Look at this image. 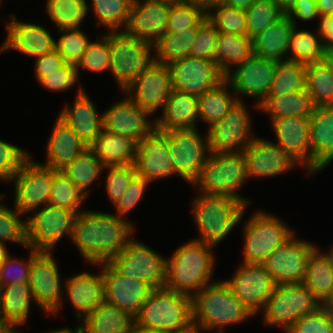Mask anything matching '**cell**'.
I'll return each instance as SVG.
<instances>
[{"label":"cell","mask_w":333,"mask_h":333,"mask_svg":"<svg viewBox=\"0 0 333 333\" xmlns=\"http://www.w3.org/2000/svg\"><path fill=\"white\" fill-rule=\"evenodd\" d=\"M195 2L206 14L213 8L224 5L225 0H191Z\"/></svg>","instance_id":"cell-65"},{"label":"cell","mask_w":333,"mask_h":333,"mask_svg":"<svg viewBox=\"0 0 333 333\" xmlns=\"http://www.w3.org/2000/svg\"><path fill=\"white\" fill-rule=\"evenodd\" d=\"M294 27L295 25L285 14L252 38L253 55L283 61L282 56L289 51L290 36Z\"/></svg>","instance_id":"cell-34"},{"label":"cell","mask_w":333,"mask_h":333,"mask_svg":"<svg viewBox=\"0 0 333 333\" xmlns=\"http://www.w3.org/2000/svg\"><path fill=\"white\" fill-rule=\"evenodd\" d=\"M141 328L184 333L193 328L192 297L166 287L155 288L135 318Z\"/></svg>","instance_id":"cell-4"},{"label":"cell","mask_w":333,"mask_h":333,"mask_svg":"<svg viewBox=\"0 0 333 333\" xmlns=\"http://www.w3.org/2000/svg\"><path fill=\"white\" fill-rule=\"evenodd\" d=\"M29 258L30 259L25 262L23 260H17V258L10 259L9 256L0 267V287L8 284L28 282L32 264V250Z\"/></svg>","instance_id":"cell-59"},{"label":"cell","mask_w":333,"mask_h":333,"mask_svg":"<svg viewBox=\"0 0 333 333\" xmlns=\"http://www.w3.org/2000/svg\"><path fill=\"white\" fill-rule=\"evenodd\" d=\"M135 95L129 98L150 115L163 106L173 91L172 73L168 64L155 62L151 64L128 86L124 92Z\"/></svg>","instance_id":"cell-14"},{"label":"cell","mask_w":333,"mask_h":333,"mask_svg":"<svg viewBox=\"0 0 333 333\" xmlns=\"http://www.w3.org/2000/svg\"><path fill=\"white\" fill-rule=\"evenodd\" d=\"M163 115L154 122L161 131L193 129L198 121V97L173 90L166 101Z\"/></svg>","instance_id":"cell-31"},{"label":"cell","mask_w":333,"mask_h":333,"mask_svg":"<svg viewBox=\"0 0 333 333\" xmlns=\"http://www.w3.org/2000/svg\"><path fill=\"white\" fill-rule=\"evenodd\" d=\"M328 58L332 61L333 63V51L328 53Z\"/></svg>","instance_id":"cell-75"},{"label":"cell","mask_w":333,"mask_h":333,"mask_svg":"<svg viewBox=\"0 0 333 333\" xmlns=\"http://www.w3.org/2000/svg\"><path fill=\"white\" fill-rule=\"evenodd\" d=\"M200 329H196V328H192L191 330L187 331V332H184V333H200Z\"/></svg>","instance_id":"cell-74"},{"label":"cell","mask_w":333,"mask_h":333,"mask_svg":"<svg viewBox=\"0 0 333 333\" xmlns=\"http://www.w3.org/2000/svg\"><path fill=\"white\" fill-rule=\"evenodd\" d=\"M104 165L96 157L94 151L88 147L76 159L68 164L61 172L82 192L86 197L89 185L100 175Z\"/></svg>","instance_id":"cell-43"},{"label":"cell","mask_w":333,"mask_h":333,"mask_svg":"<svg viewBox=\"0 0 333 333\" xmlns=\"http://www.w3.org/2000/svg\"><path fill=\"white\" fill-rule=\"evenodd\" d=\"M93 10L99 21L97 25L104 24L111 31L125 28L134 0H91Z\"/></svg>","instance_id":"cell-49"},{"label":"cell","mask_w":333,"mask_h":333,"mask_svg":"<svg viewBox=\"0 0 333 333\" xmlns=\"http://www.w3.org/2000/svg\"><path fill=\"white\" fill-rule=\"evenodd\" d=\"M320 27L318 36L323 48L328 52L333 51V16L331 14L319 15Z\"/></svg>","instance_id":"cell-64"},{"label":"cell","mask_w":333,"mask_h":333,"mask_svg":"<svg viewBox=\"0 0 333 333\" xmlns=\"http://www.w3.org/2000/svg\"><path fill=\"white\" fill-rule=\"evenodd\" d=\"M256 0H225L224 5L246 11Z\"/></svg>","instance_id":"cell-66"},{"label":"cell","mask_w":333,"mask_h":333,"mask_svg":"<svg viewBox=\"0 0 333 333\" xmlns=\"http://www.w3.org/2000/svg\"><path fill=\"white\" fill-rule=\"evenodd\" d=\"M285 14L295 26L294 16L302 20H312L319 16L316 0H297Z\"/></svg>","instance_id":"cell-63"},{"label":"cell","mask_w":333,"mask_h":333,"mask_svg":"<svg viewBox=\"0 0 333 333\" xmlns=\"http://www.w3.org/2000/svg\"><path fill=\"white\" fill-rule=\"evenodd\" d=\"M83 321L84 333H133L136 324L131 314L105 301Z\"/></svg>","instance_id":"cell-35"},{"label":"cell","mask_w":333,"mask_h":333,"mask_svg":"<svg viewBox=\"0 0 333 333\" xmlns=\"http://www.w3.org/2000/svg\"><path fill=\"white\" fill-rule=\"evenodd\" d=\"M197 35V28L176 33L164 32L153 45L156 50L155 62L170 64L175 60L189 56V50Z\"/></svg>","instance_id":"cell-42"},{"label":"cell","mask_w":333,"mask_h":333,"mask_svg":"<svg viewBox=\"0 0 333 333\" xmlns=\"http://www.w3.org/2000/svg\"><path fill=\"white\" fill-rule=\"evenodd\" d=\"M29 158L26 151L0 140V179L12 180Z\"/></svg>","instance_id":"cell-57"},{"label":"cell","mask_w":333,"mask_h":333,"mask_svg":"<svg viewBox=\"0 0 333 333\" xmlns=\"http://www.w3.org/2000/svg\"><path fill=\"white\" fill-rule=\"evenodd\" d=\"M192 310L194 328H218L219 333H223V326L240 323L253 315L224 281L210 283L193 295Z\"/></svg>","instance_id":"cell-3"},{"label":"cell","mask_w":333,"mask_h":333,"mask_svg":"<svg viewBox=\"0 0 333 333\" xmlns=\"http://www.w3.org/2000/svg\"><path fill=\"white\" fill-rule=\"evenodd\" d=\"M76 216L69 209L45 205L25 222L27 247L49 252L65 233L71 237Z\"/></svg>","instance_id":"cell-11"},{"label":"cell","mask_w":333,"mask_h":333,"mask_svg":"<svg viewBox=\"0 0 333 333\" xmlns=\"http://www.w3.org/2000/svg\"><path fill=\"white\" fill-rule=\"evenodd\" d=\"M90 148L104 167L135 163L137 143L131 138L112 133L104 128Z\"/></svg>","instance_id":"cell-33"},{"label":"cell","mask_w":333,"mask_h":333,"mask_svg":"<svg viewBox=\"0 0 333 333\" xmlns=\"http://www.w3.org/2000/svg\"><path fill=\"white\" fill-rule=\"evenodd\" d=\"M78 77L77 68L71 64H65L57 72L48 73L39 83L52 91L69 89Z\"/></svg>","instance_id":"cell-61"},{"label":"cell","mask_w":333,"mask_h":333,"mask_svg":"<svg viewBox=\"0 0 333 333\" xmlns=\"http://www.w3.org/2000/svg\"><path fill=\"white\" fill-rule=\"evenodd\" d=\"M256 105L260 110L269 112L271 120L287 116L310 117L315 108L307 89L280 96H267Z\"/></svg>","instance_id":"cell-38"},{"label":"cell","mask_w":333,"mask_h":333,"mask_svg":"<svg viewBox=\"0 0 333 333\" xmlns=\"http://www.w3.org/2000/svg\"><path fill=\"white\" fill-rule=\"evenodd\" d=\"M30 300H33L28 282L0 287V321L8 329H16L27 321Z\"/></svg>","instance_id":"cell-36"},{"label":"cell","mask_w":333,"mask_h":333,"mask_svg":"<svg viewBox=\"0 0 333 333\" xmlns=\"http://www.w3.org/2000/svg\"><path fill=\"white\" fill-rule=\"evenodd\" d=\"M245 12L246 35L251 39L285 15L274 0H256Z\"/></svg>","instance_id":"cell-47"},{"label":"cell","mask_w":333,"mask_h":333,"mask_svg":"<svg viewBox=\"0 0 333 333\" xmlns=\"http://www.w3.org/2000/svg\"><path fill=\"white\" fill-rule=\"evenodd\" d=\"M136 174L148 182L174 174V166L167 149V131L154 128L137 143L134 163Z\"/></svg>","instance_id":"cell-21"},{"label":"cell","mask_w":333,"mask_h":333,"mask_svg":"<svg viewBox=\"0 0 333 333\" xmlns=\"http://www.w3.org/2000/svg\"><path fill=\"white\" fill-rule=\"evenodd\" d=\"M329 253L332 255L333 257V248L331 249V251H329Z\"/></svg>","instance_id":"cell-77"},{"label":"cell","mask_w":333,"mask_h":333,"mask_svg":"<svg viewBox=\"0 0 333 333\" xmlns=\"http://www.w3.org/2000/svg\"><path fill=\"white\" fill-rule=\"evenodd\" d=\"M60 276L55 260L47 251L32 249L28 284L33 301L44 311L54 313L61 307ZM60 305V306H59Z\"/></svg>","instance_id":"cell-18"},{"label":"cell","mask_w":333,"mask_h":333,"mask_svg":"<svg viewBox=\"0 0 333 333\" xmlns=\"http://www.w3.org/2000/svg\"><path fill=\"white\" fill-rule=\"evenodd\" d=\"M105 168H110L107 175L106 188L110 200L115 205L128 188L132 179L137 175L136 169L134 164L107 166Z\"/></svg>","instance_id":"cell-58"},{"label":"cell","mask_w":333,"mask_h":333,"mask_svg":"<svg viewBox=\"0 0 333 333\" xmlns=\"http://www.w3.org/2000/svg\"><path fill=\"white\" fill-rule=\"evenodd\" d=\"M274 1L286 13L297 0H274Z\"/></svg>","instance_id":"cell-68"},{"label":"cell","mask_w":333,"mask_h":333,"mask_svg":"<svg viewBox=\"0 0 333 333\" xmlns=\"http://www.w3.org/2000/svg\"><path fill=\"white\" fill-rule=\"evenodd\" d=\"M214 9L215 13L209 12L207 18L219 33L246 35L245 11L225 5Z\"/></svg>","instance_id":"cell-51"},{"label":"cell","mask_w":333,"mask_h":333,"mask_svg":"<svg viewBox=\"0 0 333 333\" xmlns=\"http://www.w3.org/2000/svg\"><path fill=\"white\" fill-rule=\"evenodd\" d=\"M5 333H17L15 329H8Z\"/></svg>","instance_id":"cell-76"},{"label":"cell","mask_w":333,"mask_h":333,"mask_svg":"<svg viewBox=\"0 0 333 333\" xmlns=\"http://www.w3.org/2000/svg\"><path fill=\"white\" fill-rule=\"evenodd\" d=\"M303 284L323 304L333 291V257L316 247L309 255Z\"/></svg>","instance_id":"cell-37"},{"label":"cell","mask_w":333,"mask_h":333,"mask_svg":"<svg viewBox=\"0 0 333 333\" xmlns=\"http://www.w3.org/2000/svg\"><path fill=\"white\" fill-rule=\"evenodd\" d=\"M229 83L224 79L215 88L198 96V114L209 127L220 121L240 100L231 98L226 90Z\"/></svg>","instance_id":"cell-41"},{"label":"cell","mask_w":333,"mask_h":333,"mask_svg":"<svg viewBox=\"0 0 333 333\" xmlns=\"http://www.w3.org/2000/svg\"><path fill=\"white\" fill-rule=\"evenodd\" d=\"M320 37L308 31L292 30L289 49L292 51L291 58L286 60L303 63L305 65L321 62L328 58V52L323 48Z\"/></svg>","instance_id":"cell-45"},{"label":"cell","mask_w":333,"mask_h":333,"mask_svg":"<svg viewBox=\"0 0 333 333\" xmlns=\"http://www.w3.org/2000/svg\"><path fill=\"white\" fill-rule=\"evenodd\" d=\"M286 333H333V311L321 306L296 321Z\"/></svg>","instance_id":"cell-54"},{"label":"cell","mask_w":333,"mask_h":333,"mask_svg":"<svg viewBox=\"0 0 333 333\" xmlns=\"http://www.w3.org/2000/svg\"><path fill=\"white\" fill-rule=\"evenodd\" d=\"M247 205L225 195L201 194L193 201V212L201 237L198 241L217 245L241 221Z\"/></svg>","instance_id":"cell-5"},{"label":"cell","mask_w":333,"mask_h":333,"mask_svg":"<svg viewBox=\"0 0 333 333\" xmlns=\"http://www.w3.org/2000/svg\"><path fill=\"white\" fill-rule=\"evenodd\" d=\"M325 307H328L333 311V291L330 295V297L322 304Z\"/></svg>","instance_id":"cell-72"},{"label":"cell","mask_w":333,"mask_h":333,"mask_svg":"<svg viewBox=\"0 0 333 333\" xmlns=\"http://www.w3.org/2000/svg\"><path fill=\"white\" fill-rule=\"evenodd\" d=\"M48 333H84L83 332V329H82V326L80 324V326H78L77 329H75V332H73L72 330H70L69 328H63V329H60V330H54V331H51V332H48Z\"/></svg>","instance_id":"cell-70"},{"label":"cell","mask_w":333,"mask_h":333,"mask_svg":"<svg viewBox=\"0 0 333 333\" xmlns=\"http://www.w3.org/2000/svg\"><path fill=\"white\" fill-rule=\"evenodd\" d=\"M316 248L292 235L262 263L276 285L303 283L309 255Z\"/></svg>","instance_id":"cell-13"},{"label":"cell","mask_w":333,"mask_h":333,"mask_svg":"<svg viewBox=\"0 0 333 333\" xmlns=\"http://www.w3.org/2000/svg\"><path fill=\"white\" fill-rule=\"evenodd\" d=\"M224 282L253 315L264 309L276 287L270 273L258 263H243L234 277Z\"/></svg>","instance_id":"cell-19"},{"label":"cell","mask_w":333,"mask_h":333,"mask_svg":"<svg viewBox=\"0 0 333 333\" xmlns=\"http://www.w3.org/2000/svg\"><path fill=\"white\" fill-rule=\"evenodd\" d=\"M105 302L137 317L154 289L147 282L120 274L109 262H101Z\"/></svg>","instance_id":"cell-17"},{"label":"cell","mask_w":333,"mask_h":333,"mask_svg":"<svg viewBox=\"0 0 333 333\" xmlns=\"http://www.w3.org/2000/svg\"><path fill=\"white\" fill-rule=\"evenodd\" d=\"M212 247L198 240L179 247L170 259H166L164 287L193 297L210 284L214 267Z\"/></svg>","instance_id":"cell-2"},{"label":"cell","mask_w":333,"mask_h":333,"mask_svg":"<svg viewBox=\"0 0 333 333\" xmlns=\"http://www.w3.org/2000/svg\"><path fill=\"white\" fill-rule=\"evenodd\" d=\"M102 42L89 43L81 61L77 64L78 69L85 68L93 72H99L110 68L109 34L102 36Z\"/></svg>","instance_id":"cell-56"},{"label":"cell","mask_w":333,"mask_h":333,"mask_svg":"<svg viewBox=\"0 0 333 333\" xmlns=\"http://www.w3.org/2000/svg\"><path fill=\"white\" fill-rule=\"evenodd\" d=\"M148 183L147 180L137 175L132 179L124 194L115 204V208L117 209L116 214H118L119 217H122V215L136 206Z\"/></svg>","instance_id":"cell-60"},{"label":"cell","mask_w":333,"mask_h":333,"mask_svg":"<svg viewBox=\"0 0 333 333\" xmlns=\"http://www.w3.org/2000/svg\"><path fill=\"white\" fill-rule=\"evenodd\" d=\"M307 65L289 60L277 61L273 81L267 96H280L282 94L306 89Z\"/></svg>","instance_id":"cell-44"},{"label":"cell","mask_w":333,"mask_h":333,"mask_svg":"<svg viewBox=\"0 0 333 333\" xmlns=\"http://www.w3.org/2000/svg\"><path fill=\"white\" fill-rule=\"evenodd\" d=\"M243 155L248 177L276 176L298 162L277 144L257 137L243 150Z\"/></svg>","instance_id":"cell-24"},{"label":"cell","mask_w":333,"mask_h":333,"mask_svg":"<svg viewBox=\"0 0 333 333\" xmlns=\"http://www.w3.org/2000/svg\"><path fill=\"white\" fill-rule=\"evenodd\" d=\"M132 232L130 222L118 215L87 211L77 214L71 238L82 256L98 265L120 254Z\"/></svg>","instance_id":"cell-1"},{"label":"cell","mask_w":333,"mask_h":333,"mask_svg":"<svg viewBox=\"0 0 333 333\" xmlns=\"http://www.w3.org/2000/svg\"><path fill=\"white\" fill-rule=\"evenodd\" d=\"M167 149L173 162L174 174L178 173L190 183L197 178L206 161L205 154L210 152L208 137L204 142L196 128L167 131Z\"/></svg>","instance_id":"cell-12"},{"label":"cell","mask_w":333,"mask_h":333,"mask_svg":"<svg viewBox=\"0 0 333 333\" xmlns=\"http://www.w3.org/2000/svg\"><path fill=\"white\" fill-rule=\"evenodd\" d=\"M47 12L59 30L78 29L90 9L85 0H47Z\"/></svg>","instance_id":"cell-46"},{"label":"cell","mask_w":333,"mask_h":333,"mask_svg":"<svg viewBox=\"0 0 333 333\" xmlns=\"http://www.w3.org/2000/svg\"><path fill=\"white\" fill-rule=\"evenodd\" d=\"M8 257L9 253L7 251L6 246L0 242V267Z\"/></svg>","instance_id":"cell-69"},{"label":"cell","mask_w":333,"mask_h":333,"mask_svg":"<svg viewBox=\"0 0 333 333\" xmlns=\"http://www.w3.org/2000/svg\"><path fill=\"white\" fill-rule=\"evenodd\" d=\"M134 0L125 27L127 34L154 45L166 30L171 0Z\"/></svg>","instance_id":"cell-23"},{"label":"cell","mask_w":333,"mask_h":333,"mask_svg":"<svg viewBox=\"0 0 333 333\" xmlns=\"http://www.w3.org/2000/svg\"><path fill=\"white\" fill-rule=\"evenodd\" d=\"M63 36L56 42V50L66 64L77 66L90 43L86 35L78 29H63Z\"/></svg>","instance_id":"cell-52"},{"label":"cell","mask_w":333,"mask_h":333,"mask_svg":"<svg viewBox=\"0 0 333 333\" xmlns=\"http://www.w3.org/2000/svg\"><path fill=\"white\" fill-rule=\"evenodd\" d=\"M311 174L333 160V106L315 107L309 118Z\"/></svg>","instance_id":"cell-28"},{"label":"cell","mask_w":333,"mask_h":333,"mask_svg":"<svg viewBox=\"0 0 333 333\" xmlns=\"http://www.w3.org/2000/svg\"><path fill=\"white\" fill-rule=\"evenodd\" d=\"M8 328L0 321V333H5Z\"/></svg>","instance_id":"cell-73"},{"label":"cell","mask_w":333,"mask_h":333,"mask_svg":"<svg viewBox=\"0 0 333 333\" xmlns=\"http://www.w3.org/2000/svg\"><path fill=\"white\" fill-rule=\"evenodd\" d=\"M103 115V128L133 139L136 143L146 137L154 128L147 120L149 113L137 106L129 97L120 101Z\"/></svg>","instance_id":"cell-25"},{"label":"cell","mask_w":333,"mask_h":333,"mask_svg":"<svg viewBox=\"0 0 333 333\" xmlns=\"http://www.w3.org/2000/svg\"><path fill=\"white\" fill-rule=\"evenodd\" d=\"M322 303L303 283L276 285L262 312L269 325L290 328L301 317L315 312Z\"/></svg>","instance_id":"cell-7"},{"label":"cell","mask_w":333,"mask_h":333,"mask_svg":"<svg viewBox=\"0 0 333 333\" xmlns=\"http://www.w3.org/2000/svg\"><path fill=\"white\" fill-rule=\"evenodd\" d=\"M55 123L53 133L47 144L48 159L45 164L41 165L53 170L62 171L79 154L85 151L88 146L59 117Z\"/></svg>","instance_id":"cell-30"},{"label":"cell","mask_w":333,"mask_h":333,"mask_svg":"<svg viewBox=\"0 0 333 333\" xmlns=\"http://www.w3.org/2000/svg\"><path fill=\"white\" fill-rule=\"evenodd\" d=\"M319 15L331 14L333 11V0H316Z\"/></svg>","instance_id":"cell-67"},{"label":"cell","mask_w":333,"mask_h":333,"mask_svg":"<svg viewBox=\"0 0 333 333\" xmlns=\"http://www.w3.org/2000/svg\"><path fill=\"white\" fill-rule=\"evenodd\" d=\"M109 263L123 276L147 282L154 289L165 286L166 259L143 243L130 239Z\"/></svg>","instance_id":"cell-10"},{"label":"cell","mask_w":333,"mask_h":333,"mask_svg":"<svg viewBox=\"0 0 333 333\" xmlns=\"http://www.w3.org/2000/svg\"><path fill=\"white\" fill-rule=\"evenodd\" d=\"M65 284L69 299L78 311V318L83 316L81 313H84L83 317L87 316L105 301L102 270L99 275L81 273L70 278Z\"/></svg>","instance_id":"cell-32"},{"label":"cell","mask_w":333,"mask_h":333,"mask_svg":"<svg viewBox=\"0 0 333 333\" xmlns=\"http://www.w3.org/2000/svg\"><path fill=\"white\" fill-rule=\"evenodd\" d=\"M85 198L82 192L61 171L53 170L49 204L69 209L78 214L81 213L78 209Z\"/></svg>","instance_id":"cell-50"},{"label":"cell","mask_w":333,"mask_h":333,"mask_svg":"<svg viewBox=\"0 0 333 333\" xmlns=\"http://www.w3.org/2000/svg\"><path fill=\"white\" fill-rule=\"evenodd\" d=\"M218 38L219 32L206 17L197 28V35L190 47L189 56L215 62Z\"/></svg>","instance_id":"cell-53"},{"label":"cell","mask_w":333,"mask_h":333,"mask_svg":"<svg viewBox=\"0 0 333 333\" xmlns=\"http://www.w3.org/2000/svg\"><path fill=\"white\" fill-rule=\"evenodd\" d=\"M310 117L287 116L272 120L278 146L298 163H304L311 175Z\"/></svg>","instance_id":"cell-26"},{"label":"cell","mask_w":333,"mask_h":333,"mask_svg":"<svg viewBox=\"0 0 333 333\" xmlns=\"http://www.w3.org/2000/svg\"><path fill=\"white\" fill-rule=\"evenodd\" d=\"M133 333H165V332H161V331H157V330H151V329H146V328H141V327H138L135 324V327L133 329Z\"/></svg>","instance_id":"cell-71"},{"label":"cell","mask_w":333,"mask_h":333,"mask_svg":"<svg viewBox=\"0 0 333 333\" xmlns=\"http://www.w3.org/2000/svg\"><path fill=\"white\" fill-rule=\"evenodd\" d=\"M306 89L315 107L333 106V63L329 58L307 65Z\"/></svg>","instance_id":"cell-40"},{"label":"cell","mask_w":333,"mask_h":333,"mask_svg":"<svg viewBox=\"0 0 333 333\" xmlns=\"http://www.w3.org/2000/svg\"><path fill=\"white\" fill-rule=\"evenodd\" d=\"M90 147L103 128V115L98 116L89 97L80 88L73 109L65 107L58 116Z\"/></svg>","instance_id":"cell-29"},{"label":"cell","mask_w":333,"mask_h":333,"mask_svg":"<svg viewBox=\"0 0 333 333\" xmlns=\"http://www.w3.org/2000/svg\"><path fill=\"white\" fill-rule=\"evenodd\" d=\"M173 90L201 96L224 80L216 63L203 58L186 56L169 64Z\"/></svg>","instance_id":"cell-16"},{"label":"cell","mask_w":333,"mask_h":333,"mask_svg":"<svg viewBox=\"0 0 333 333\" xmlns=\"http://www.w3.org/2000/svg\"><path fill=\"white\" fill-rule=\"evenodd\" d=\"M13 19L7 23V38L0 51L17 49L37 58L56 49V41L45 28L36 24L22 23Z\"/></svg>","instance_id":"cell-27"},{"label":"cell","mask_w":333,"mask_h":333,"mask_svg":"<svg viewBox=\"0 0 333 333\" xmlns=\"http://www.w3.org/2000/svg\"><path fill=\"white\" fill-rule=\"evenodd\" d=\"M207 14L191 0H178L171 4L165 32L176 33L198 28Z\"/></svg>","instance_id":"cell-48"},{"label":"cell","mask_w":333,"mask_h":333,"mask_svg":"<svg viewBox=\"0 0 333 333\" xmlns=\"http://www.w3.org/2000/svg\"><path fill=\"white\" fill-rule=\"evenodd\" d=\"M110 71L124 91L154 60L153 45L126 32L109 33Z\"/></svg>","instance_id":"cell-8"},{"label":"cell","mask_w":333,"mask_h":333,"mask_svg":"<svg viewBox=\"0 0 333 333\" xmlns=\"http://www.w3.org/2000/svg\"><path fill=\"white\" fill-rule=\"evenodd\" d=\"M4 197L0 194V199ZM21 214L17 209L12 211L0 202V242L13 241L27 247L26 223L19 219Z\"/></svg>","instance_id":"cell-55"},{"label":"cell","mask_w":333,"mask_h":333,"mask_svg":"<svg viewBox=\"0 0 333 333\" xmlns=\"http://www.w3.org/2000/svg\"><path fill=\"white\" fill-rule=\"evenodd\" d=\"M249 130V114L243 102L239 100L220 121L209 127L206 135L209 151L237 152L238 150V152H242L255 139V137L249 138L251 132ZM239 145L241 150L236 148Z\"/></svg>","instance_id":"cell-20"},{"label":"cell","mask_w":333,"mask_h":333,"mask_svg":"<svg viewBox=\"0 0 333 333\" xmlns=\"http://www.w3.org/2000/svg\"><path fill=\"white\" fill-rule=\"evenodd\" d=\"M15 181V209L21 214L34 211L50 202L53 169L29 158L12 178Z\"/></svg>","instance_id":"cell-15"},{"label":"cell","mask_w":333,"mask_h":333,"mask_svg":"<svg viewBox=\"0 0 333 333\" xmlns=\"http://www.w3.org/2000/svg\"><path fill=\"white\" fill-rule=\"evenodd\" d=\"M65 64L63 57L56 49L36 58L35 72L37 80L40 82L48 73L57 72Z\"/></svg>","instance_id":"cell-62"},{"label":"cell","mask_w":333,"mask_h":333,"mask_svg":"<svg viewBox=\"0 0 333 333\" xmlns=\"http://www.w3.org/2000/svg\"><path fill=\"white\" fill-rule=\"evenodd\" d=\"M276 64L275 60L252 55L224 79L238 94L261 97L262 102L270 91Z\"/></svg>","instance_id":"cell-22"},{"label":"cell","mask_w":333,"mask_h":333,"mask_svg":"<svg viewBox=\"0 0 333 333\" xmlns=\"http://www.w3.org/2000/svg\"><path fill=\"white\" fill-rule=\"evenodd\" d=\"M245 226L243 263L262 264L269 254L294 235V231L277 217L260 211Z\"/></svg>","instance_id":"cell-9"},{"label":"cell","mask_w":333,"mask_h":333,"mask_svg":"<svg viewBox=\"0 0 333 333\" xmlns=\"http://www.w3.org/2000/svg\"><path fill=\"white\" fill-rule=\"evenodd\" d=\"M253 55L252 39L247 35L219 33L215 63L225 76L230 66L242 64Z\"/></svg>","instance_id":"cell-39"},{"label":"cell","mask_w":333,"mask_h":333,"mask_svg":"<svg viewBox=\"0 0 333 333\" xmlns=\"http://www.w3.org/2000/svg\"><path fill=\"white\" fill-rule=\"evenodd\" d=\"M209 153L192 184L199 185L203 194L230 196L247 205L248 201L236 194L248 177L243 151Z\"/></svg>","instance_id":"cell-6"}]
</instances>
